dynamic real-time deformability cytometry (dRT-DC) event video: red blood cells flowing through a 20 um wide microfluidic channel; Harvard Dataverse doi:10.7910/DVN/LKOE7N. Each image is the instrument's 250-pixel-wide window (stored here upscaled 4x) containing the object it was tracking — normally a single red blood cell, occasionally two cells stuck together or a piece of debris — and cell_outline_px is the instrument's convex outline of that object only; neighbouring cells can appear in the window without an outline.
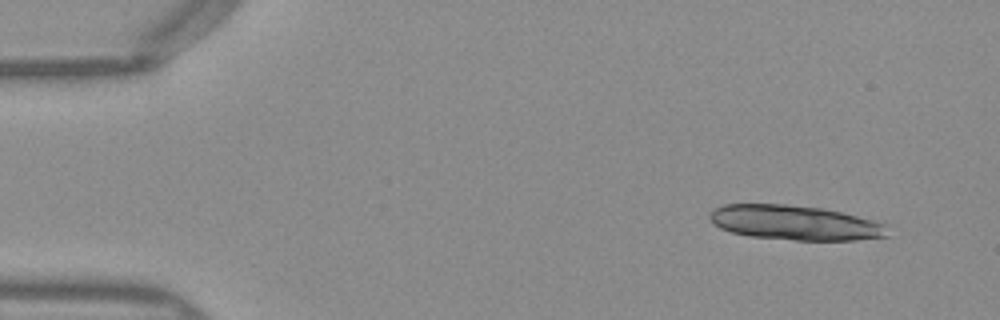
{"species": "Egyptian fruit bat (a non-hibernating species)", "species_latin": "Rousettus aegyptiacus", "temperature_condition": "warm", "stored_images_in_passage": 37, "camera_frame_rate_fps": 3000, "um_per_image_px": 0.085, "frame": {"image": 1, "passage_image": 4, "time_ms": 1.0, "image_size_px": [1000, 320], "cell_outline_px": [[888, 236], [856, 240], [796, 240], [752, 236], [732, 232], [720, 228], [712, 224], [708, 216], [708, 212], [712, 208], [724, 204], [788, 204], [824, 208], [888, 224]], "centroid_in_image_um": [67.53, 18.92], "position_along_channel_um": 17.5, "area_um2": 36.18}}
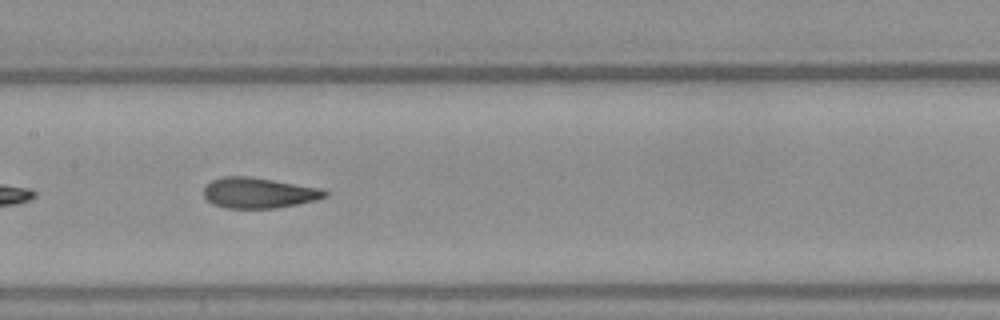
{"frame": {"image": 2, "passage_image": 25, "time_ms": 8.0, "image_size_px": [1000, 320], "cell_outline_px": [[328, 196], [316, 200], [300, 204], [276, 208], [224, 208], [212, 204], [204, 196], [204, 188], [212, 180], [224, 176], [248, 176], [324, 188], [328, 192]], "centroid_in_image_um": [22.03, 16.4], "position_along_channel_um": 185.4, "area_um2": 21.79}}
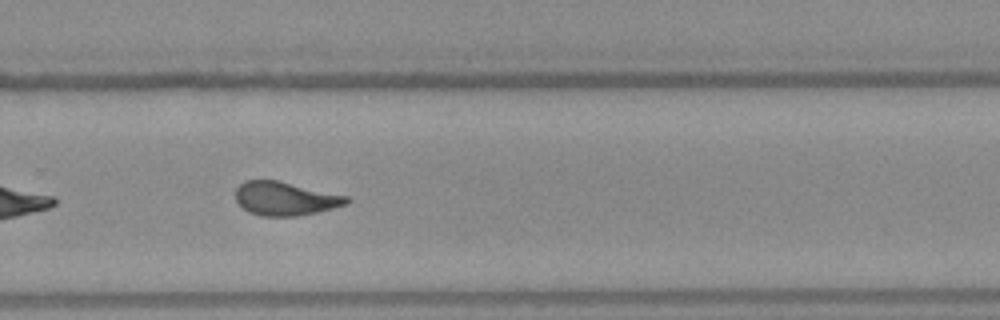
{"frame": {"image": 3, "passage_image": 34, "time_ms": 11.0, "image_size_px": [1000, 320], "cell_outline_px": [[352, 200], [348, 204], [316, 212], [296, 216], [260, 216], [248, 212], [236, 200], [236, 188], [244, 180], [276, 180], [348, 196]], "centroid_in_image_um": [24.24, 16.88], "position_along_channel_um": 305.6, "area_um2": 21.68}}